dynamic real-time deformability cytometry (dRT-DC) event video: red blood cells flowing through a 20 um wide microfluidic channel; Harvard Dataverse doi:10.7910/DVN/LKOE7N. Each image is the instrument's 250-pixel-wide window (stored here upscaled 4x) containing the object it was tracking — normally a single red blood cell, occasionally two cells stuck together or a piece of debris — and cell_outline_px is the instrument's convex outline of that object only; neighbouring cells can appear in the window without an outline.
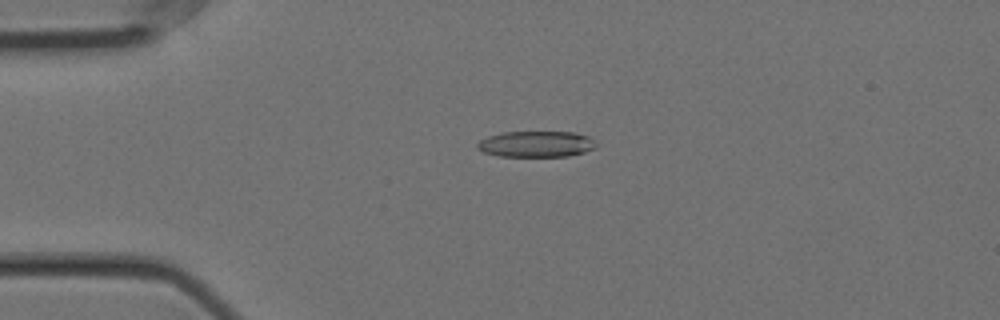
{"species": "Egyptian fruit bat (a non-hibernating species)", "species_latin": "Rousettus aegyptiacus", "temperature_condition": "cold", "stored_images_in_passage": 51, "camera_frame_rate_fps": 3000, "um_per_image_px": 0.085, "animal": {"sex": "female"}, "frame": {"image": 1, "passage_image": 8, "time_ms": 2.333, "image_size_px": [1000, 320], "cell_outline_px": [[596, 148], [584, 152], [568, 156], [500, 156], [484, 152], [476, 148], [476, 144], [480, 140], [488, 136], [500, 132], [576, 132], [588, 136], [596, 144]], "centroid_in_image_um": [45.56, 12.24], "position_along_channel_um": 39.4, "area_um2": 18.03}}
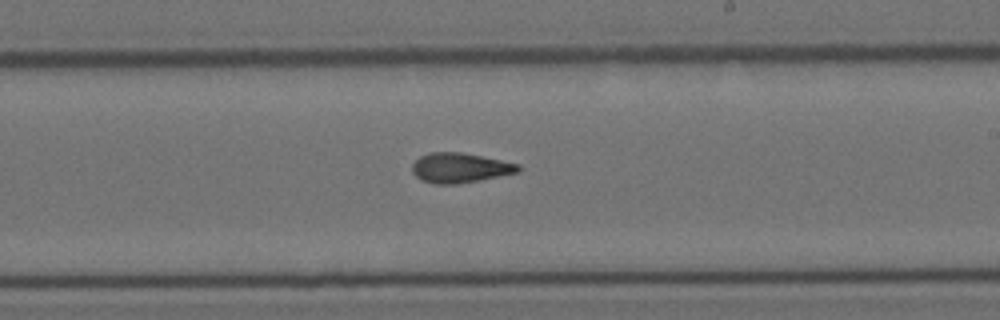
{"frame": {"image": 2, "passage_image": 28, "time_ms": 9.0, "image_size_px": [1000, 320], "cell_outline_px": [[520, 172], [456, 184], [436, 184], [424, 180], [416, 176], [412, 172], [412, 164], [420, 156], [428, 152], [460, 152], [520, 164]], "centroid_in_image_um": [39.08, 14.26], "position_along_channel_um": 249.9, "area_um2": 18.21}}
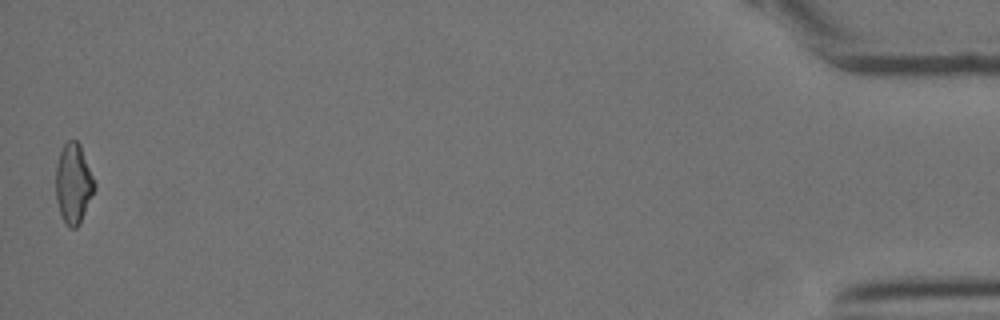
{"frame": {"image": 3, "passage_image": 51, "time_ms": 16.667, "image_size_px": [1000, 320], "cell_outline_px": [[96, 188], [80, 224], [76, 228], [68, 228], [64, 224], [56, 200], [56, 164], [60, 152], [64, 144], [68, 140], [76, 140], [80, 144], [96, 184]], "centroid_in_image_um": [6.24, 15.63], "position_along_channel_um": 429.0, "area_um2": 18.21}, "authors_computed_cell_mechanics": {"area_um2": 18.3226, "velocity_mm_per_s": 3.5759, "shape_relaxation_time_tau1_ms": null, "shape_relaxation_time_tau2_ms": 3.6144, "deformation_change_tau1": null, "deformation_change_tau2": 0.1176}}